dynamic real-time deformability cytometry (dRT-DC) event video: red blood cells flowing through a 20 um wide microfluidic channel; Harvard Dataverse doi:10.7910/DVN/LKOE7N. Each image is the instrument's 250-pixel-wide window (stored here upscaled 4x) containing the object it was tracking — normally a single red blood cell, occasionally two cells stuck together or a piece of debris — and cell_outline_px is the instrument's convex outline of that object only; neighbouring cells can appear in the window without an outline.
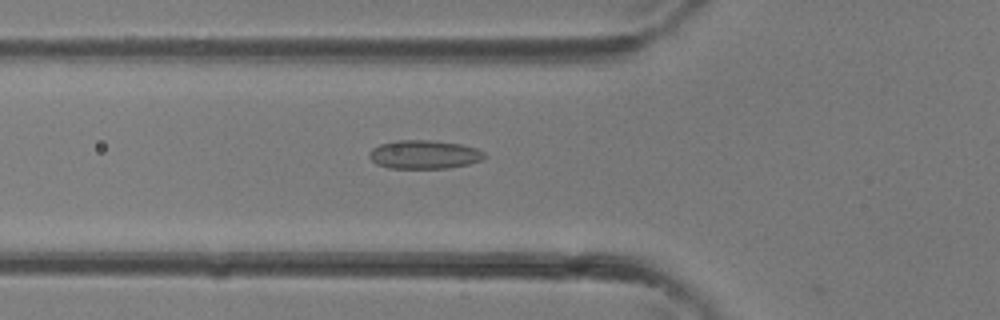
{"species": "common noctule bat (a hibernating species)", "species_latin": "Nyctalus noctula", "temperature_condition": "room temperature", "stored_images_in_passage": 36, "camera_frame_rate_fps": 3000, "um_per_image_px": 0.085, "animal": {"sex": "female"}, "frame": {"image": 1, "passage_image": 13, "time_ms": 4.0, "image_size_px": [1000, 320], "cell_outline_px": [[484, 156], [480, 160], [468, 164], [448, 168], [388, 168], [376, 164], [368, 156], [368, 152], [372, 148], [380, 144], [396, 140], [432, 140], [460, 144], [476, 148], [484, 152]], "centroid_in_image_um": [36.0, 13.13], "position_along_channel_um": 89.8, "area_um2": 19.19}}
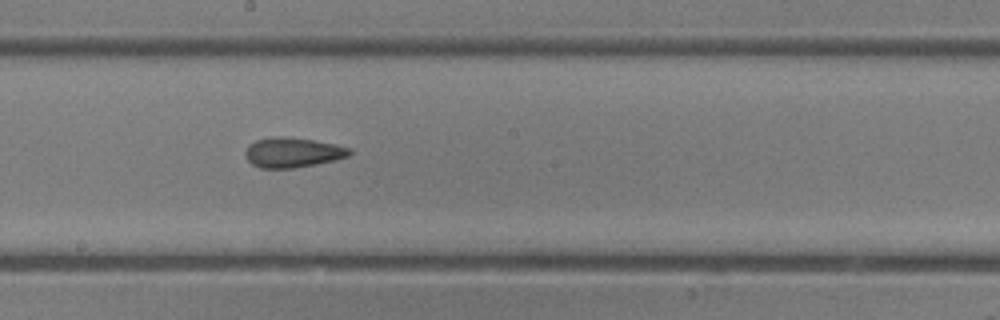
{"frame": {"image": 2, "passage_image": 20, "time_ms": 6.333, "image_size_px": [1000, 320], "cell_outline_px": [[352, 152], [348, 156], [336, 160], [316, 164], [292, 168], [260, 168], [252, 164], [244, 156], [244, 152], [248, 144], [256, 140], [272, 136], [280, 136], [312, 140], [336, 144], [352, 148]], "centroid_in_image_um": [24.86, 12.96], "position_along_channel_um": 223.3, "area_um2": 18.32}}
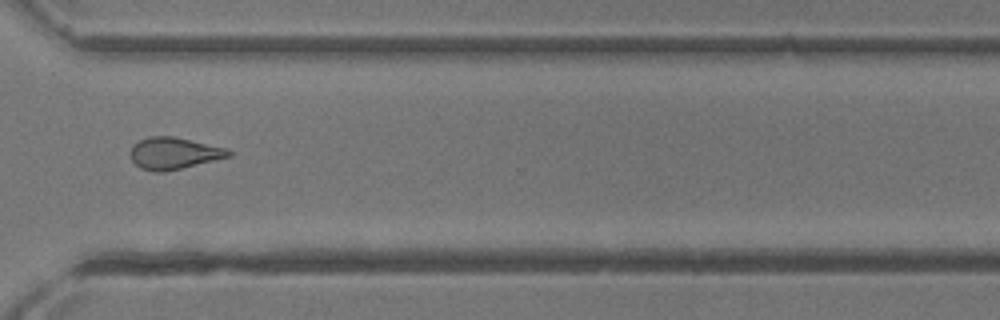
{"frame": {"image": 3, "passage_image": 27, "time_ms": 8.667, "image_size_px": [1000, 320], "cell_outline_px": [[232, 156], [164, 172], [152, 172], [140, 168], [132, 160], [128, 152], [140, 140], [152, 136], [172, 136], [224, 148], [232, 152]], "centroid_in_image_um": [14.74, 13.05], "position_along_channel_um": 355.9, "area_um2": 17.92}}